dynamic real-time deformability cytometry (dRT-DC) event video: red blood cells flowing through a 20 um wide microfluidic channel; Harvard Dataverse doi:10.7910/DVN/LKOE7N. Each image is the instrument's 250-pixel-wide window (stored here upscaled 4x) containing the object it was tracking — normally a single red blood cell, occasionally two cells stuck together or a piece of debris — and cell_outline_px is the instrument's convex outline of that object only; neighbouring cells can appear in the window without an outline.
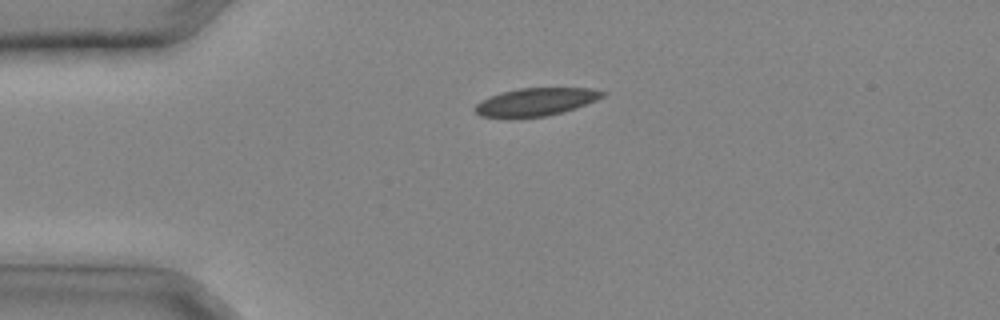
{"species": "common noctule bat (a hibernating species)", "species_latin": "Nyctalus noctula", "temperature_condition": "cold", "stored_images_in_passage": 23, "camera_frame_rate_fps": 3000, "um_per_image_px": 0.085, "animal": {"sex": "male", "body_mass_g": 20.4}, "frame": {"image": 1, "passage_image": 1, "time_ms": 0.0, "image_size_px": [1000, 320], "cell_outline_px": [[608, 92], [604, 96], [596, 100], [560, 112], [544, 116], [508, 120], [480, 116], [476, 112], [476, 104], [500, 92], [520, 88], [592, 88]], "centroid_in_image_um": [45.5, 8.68], "position_along_channel_um": 39.5, "area_um2": 20.81}}
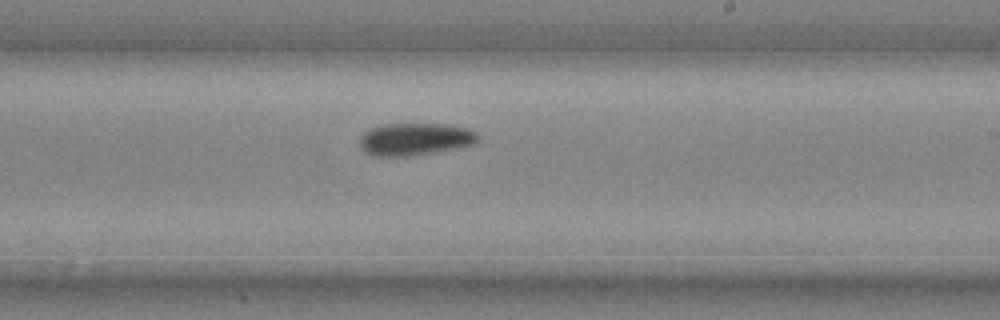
{"frame": {"image": 2, "passage_image": 13, "time_ms": 4.0, "image_size_px": [1000, 320], "cell_outline_px": [[480, 140], [476, 144], [460, 148], [412, 156], [372, 156], [364, 152], [360, 144], [360, 136], [364, 132], [372, 128], [388, 124], [444, 124], [468, 128], [476, 132], [480, 136]], "centroid_in_image_um": [35.33, 11.84], "position_along_channel_um": 253.7, "area_um2": 22.6}}
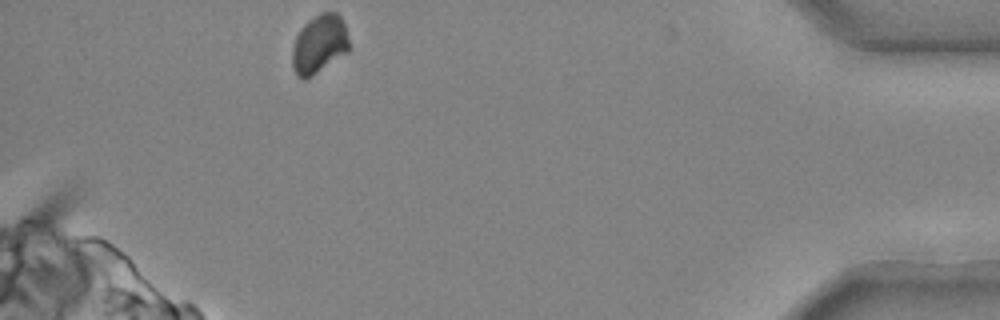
{"frame": {"image": 3, "passage_image": 23, "time_ms": 7.333, "image_size_px": [1000, 320], "cell_outline_px": [[348, 52], [312, 76], [304, 80], [300, 80], [296, 76], [292, 68], [292, 48], [296, 36], [300, 28], [308, 20], [320, 12], [336, 12], [340, 16], [344, 24], [348, 36]], "centroid_in_image_um": [27.1, 3.77], "position_along_channel_um": 408.1, "area_um2": 19.65}}